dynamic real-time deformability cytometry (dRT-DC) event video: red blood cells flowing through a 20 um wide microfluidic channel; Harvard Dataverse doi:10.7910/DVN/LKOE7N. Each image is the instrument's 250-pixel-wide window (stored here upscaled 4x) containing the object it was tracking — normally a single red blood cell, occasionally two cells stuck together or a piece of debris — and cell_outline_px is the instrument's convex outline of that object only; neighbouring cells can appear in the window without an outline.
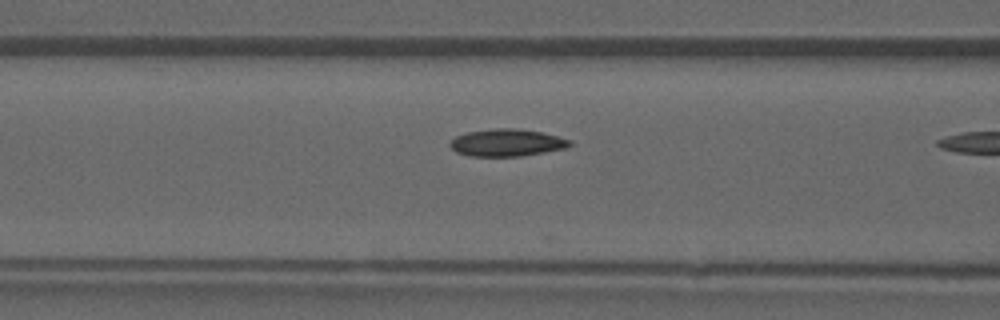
{"species": "common noctule bat (a hibernating species)", "species_latin": "Nyctalus noctula", "temperature_condition": "warm", "stored_images_in_passage": 12, "camera_frame_rate_fps": 3000, "um_per_image_px": 0.085, "animal": {"sex": "male", "forearm_length_mm": 52.5}, "frame": {"image": 1, "passage_image": 11, "time_ms": 3.333, "image_size_px": [1000, 320], "cell_outline_px": [[572, 144], [568, 148], [520, 156], [472, 156], [456, 152], [448, 144], [456, 136], [468, 132], [496, 128], [512, 128], [540, 132], [572, 140]], "centroid_in_image_um": [43.09, 12.13], "position_along_channel_um": 123.5, "area_um2": 18.84}}